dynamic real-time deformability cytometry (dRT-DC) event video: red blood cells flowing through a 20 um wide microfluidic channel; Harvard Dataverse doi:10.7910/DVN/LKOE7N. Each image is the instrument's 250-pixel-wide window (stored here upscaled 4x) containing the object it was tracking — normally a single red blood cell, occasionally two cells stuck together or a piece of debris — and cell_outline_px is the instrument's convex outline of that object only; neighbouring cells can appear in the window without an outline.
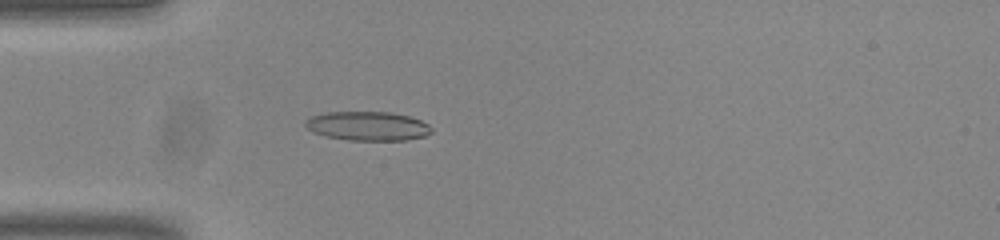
{"species": "common noctule bat (a hibernating species)", "species_latin": "Nyctalus noctula", "temperature_condition": "room temperature", "stored_images_in_passage": 54, "camera_frame_rate_fps": 3000, "um_per_image_px": 0.085, "animal": {"sex": "male", "body_mass_g": 20.0, "forearm_length_mm": 53.3}, "frame": {"image": 1, "passage_image": 16, "time_ms": 5.0, "image_size_px": [1000, 240], "cell_outline_px": [[432, 132], [424, 136], [404, 140], [348, 140], [328, 136], [312, 132], [304, 124], [304, 120], [312, 116], [328, 112], [392, 112], [408, 116], [420, 120], [428, 124], [432, 128]], "centroid_in_image_um": [31.25, 10.71], "position_along_channel_um": 53.7, "area_um2": 21.27}}
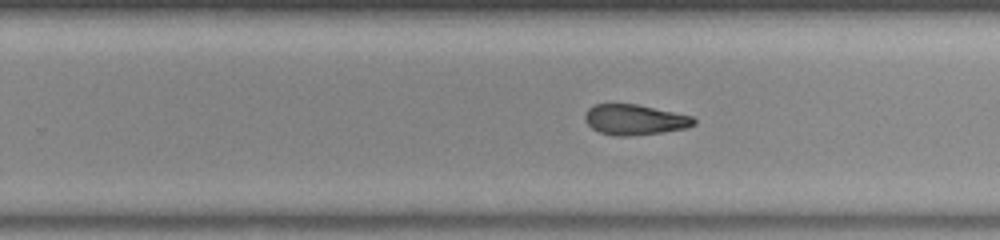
{"frame": {"image": 2, "passage_image": 34, "time_ms": 11.0, "image_size_px": [1000, 240], "cell_outline_px": [[696, 124], [688, 128], [660, 132], [628, 136], [616, 136], [600, 132], [592, 128], [584, 120], [584, 112], [588, 108], [596, 104], [636, 104], [692, 116], [696, 120]], "centroid_in_image_um": [53.93, 10.17], "position_along_channel_um": 275.9, "area_um2": 19.25}}
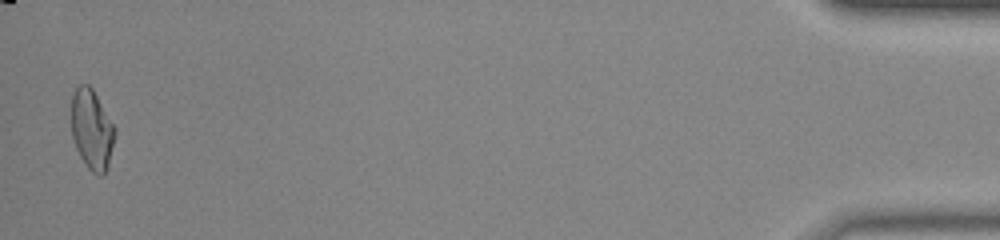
{"frame": {"image": 3, "passage_image": 53, "time_ms": 17.333, "image_size_px": [1000, 240], "cell_outline_px": [[116, 132], [108, 164], [104, 172], [100, 176], [92, 172], [84, 164], [76, 148], [72, 136], [72, 92], [80, 84], [88, 84], [92, 88], [116, 128]], "centroid_in_image_um": [7.8, 11.0], "position_along_channel_um": 427.4, "area_um2": 20.17}, "authors_computed_cell_mechanics": {"area_um2": 20.4612, "velocity_mm_per_s": 3.8329, "shape_relaxation_time_tau1_ms": null, "shape_relaxation_time_tau2_ms": 3.8192, "deformation_change_tau1": null, "deformation_change_tau2": 0.1174}}